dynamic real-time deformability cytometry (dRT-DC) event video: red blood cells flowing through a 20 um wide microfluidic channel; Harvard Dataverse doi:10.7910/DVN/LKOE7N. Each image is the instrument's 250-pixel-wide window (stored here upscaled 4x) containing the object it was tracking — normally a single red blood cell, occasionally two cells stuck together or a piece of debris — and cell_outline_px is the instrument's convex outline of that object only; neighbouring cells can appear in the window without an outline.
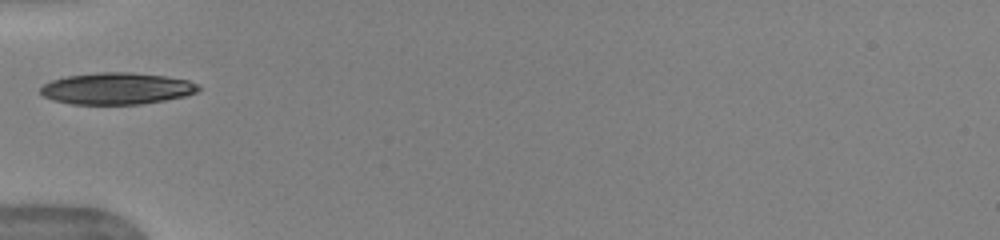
{"species": "human", "species_latin": "Homo sapiens", "temperature_condition": "warm", "stored_images_in_passage": 28, "camera_frame_rate_fps": 3000, "um_per_image_px": 0.085, "donor": {"sex": "female"}, "frame": {"image": 1, "passage_image": 1, "time_ms": 0.0, "image_size_px": [1000, 240], "cell_outline_px": [[200, 88], [196, 92], [184, 96], [164, 100], [140, 104], [72, 104], [52, 100], [44, 96], [40, 92], [40, 88], [44, 84], [52, 80], [68, 76], [96, 72], [132, 72], [164, 76], [188, 80], [196, 84]], "centroid_in_image_um": [9.9, 7.52], "position_along_channel_um": 75.1, "area_um2": 29.02}, "authors_computed_cell_mechanics": {"area_um2": 28.6977, "velocity_mm_per_s": 3.9765, "shape_relaxation_time_tau1_ms": 2.5045, "shape_relaxation_time_tau2_ms": 0.8927, "deformation_change_tau1": 0.1414, "deformation_change_tau2": 0.0545}}